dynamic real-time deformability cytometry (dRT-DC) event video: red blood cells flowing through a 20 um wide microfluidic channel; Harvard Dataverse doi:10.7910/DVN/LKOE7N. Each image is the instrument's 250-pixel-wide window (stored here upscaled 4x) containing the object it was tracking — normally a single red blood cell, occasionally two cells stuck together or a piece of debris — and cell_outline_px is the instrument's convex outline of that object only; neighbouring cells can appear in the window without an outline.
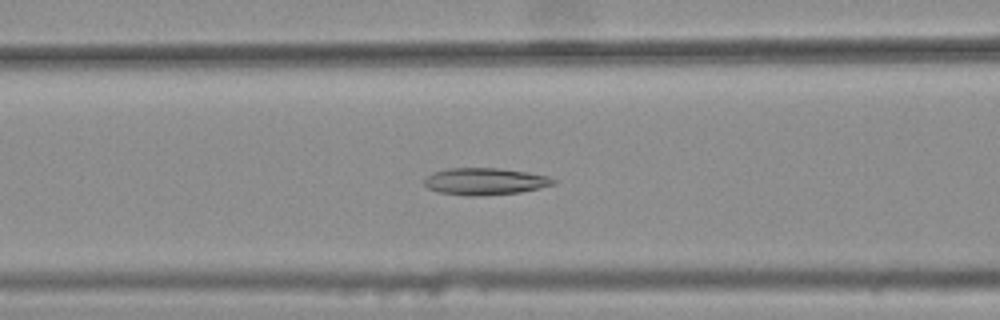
{"species": "common noctule bat (a hibernating species)", "species_latin": "Nyctalus noctula", "temperature_condition": "warm", "stored_images_in_passage": 36, "camera_frame_rate_fps": 3000, "um_per_image_px": 0.085, "animal": {"sex": "female", "body_mass_g": 25.1}, "frame": {"image": 1, "passage_image": 12, "time_ms": 3.667, "image_size_px": [1000, 320], "cell_outline_px": [[556, 184], [540, 188], [520, 192], [484, 196], [468, 196], [440, 192], [428, 188], [424, 184], [424, 180], [432, 172], [448, 168], [500, 168], [528, 172], [548, 176], [556, 180]], "centroid_in_image_um": [41.24, 15.42], "position_along_channel_um": 125.4, "area_um2": 20.4}}
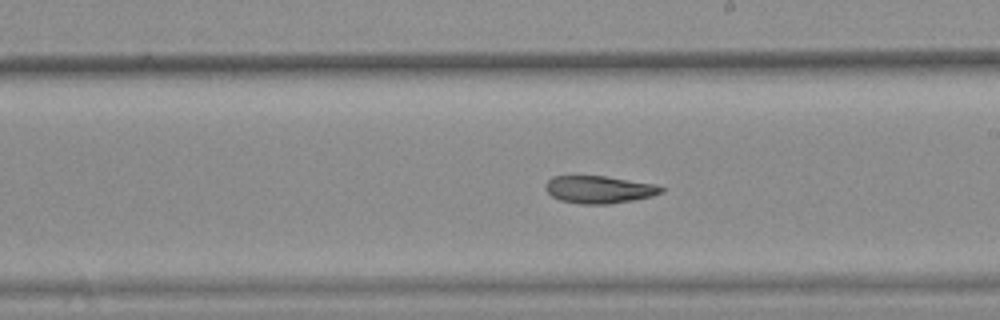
{"frame": {"image": 2, "passage_image": 21, "time_ms": 6.667, "image_size_px": [1000, 320], "cell_outline_px": [[664, 192], [652, 196], [636, 200], [608, 204], [580, 204], [560, 200], [552, 196], [544, 188], [544, 184], [552, 176], [604, 176], [656, 184], [664, 188]], "centroid_in_image_um": [50.93, 16.11], "position_along_channel_um": 238.1, "area_um2": 18.67}}
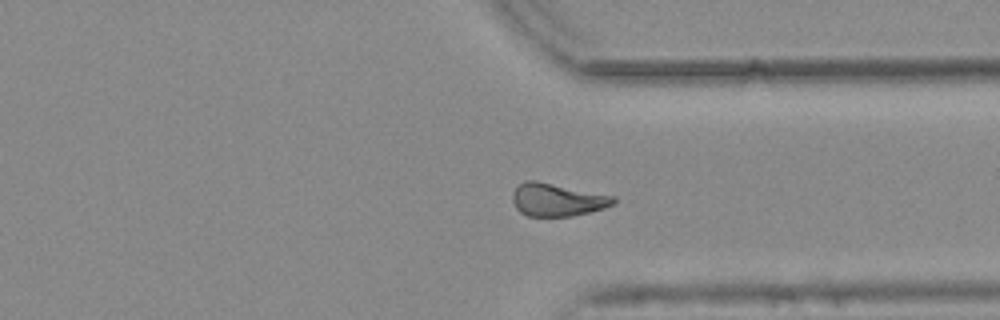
{"frame": {"image": 3, "passage_image": 31, "time_ms": 10.0, "image_size_px": [1000, 320], "cell_outline_px": [[616, 204], [604, 208], [572, 216], [528, 216], [520, 212], [516, 208], [512, 200], [512, 192], [524, 180], [536, 180], [616, 196]], "centroid_in_image_um": [47.38, 16.97], "position_along_channel_um": 364.0, "area_um2": 19.48}, "authors_computed_cell_mechanics": {"area_um2": 19.363, "velocity_mm_per_s": 3.7679, "shape_relaxation_time_tau1_ms": null, "shape_relaxation_time_tau2_ms": 4.0838, "deformation_change_tau1": null, "deformation_change_tau2": 0.1113}}